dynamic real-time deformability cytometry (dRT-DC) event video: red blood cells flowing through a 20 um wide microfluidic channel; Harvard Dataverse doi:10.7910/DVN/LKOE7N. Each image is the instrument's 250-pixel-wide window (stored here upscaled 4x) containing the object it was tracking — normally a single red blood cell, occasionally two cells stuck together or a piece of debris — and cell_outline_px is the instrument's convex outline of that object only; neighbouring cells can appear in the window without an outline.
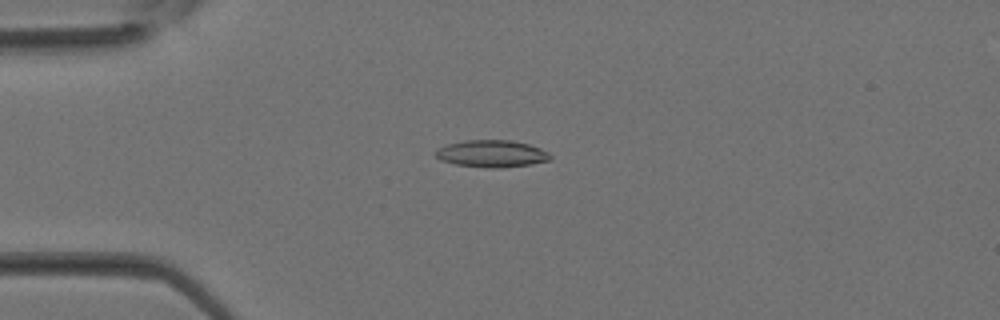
{"species": "Egyptian fruit bat (a non-hibernating species)", "species_latin": "Rousettus aegyptiacus", "temperature_condition": "room temperature", "stored_images_in_passage": 35, "camera_frame_rate_fps": 3000, "um_per_image_px": 0.085, "animal": {"sex": "female"}, "frame": {"image": 1, "passage_image": 8, "time_ms": 2.333, "image_size_px": [1000, 320], "cell_outline_px": [[552, 160], [532, 164], [500, 168], [488, 168], [456, 164], [440, 160], [436, 156], [436, 152], [440, 148], [448, 144], [464, 140], [512, 140], [528, 144], [540, 148], [548, 152], [552, 156]], "centroid_in_image_um": [41.85, 13.06], "position_along_channel_um": 43.2, "area_um2": 18.09}}
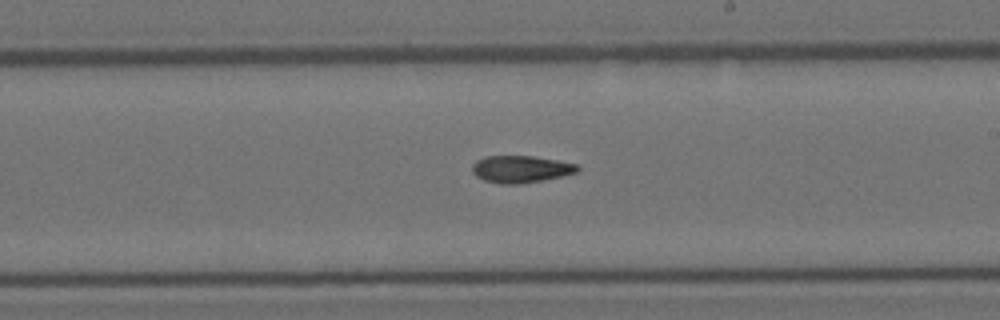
{"frame": {"image": 2, "passage_image": 20, "time_ms": 6.333, "image_size_px": [1000, 320], "cell_outline_px": [[580, 168], [576, 172], [560, 176], [520, 184], [500, 184], [484, 180], [476, 176], [472, 172], [472, 164], [476, 160], [484, 156], [532, 156], [556, 160], [576, 164]], "centroid_in_image_um": [44.2, 14.37], "position_along_channel_um": 244.8, "area_um2": 16.47}}
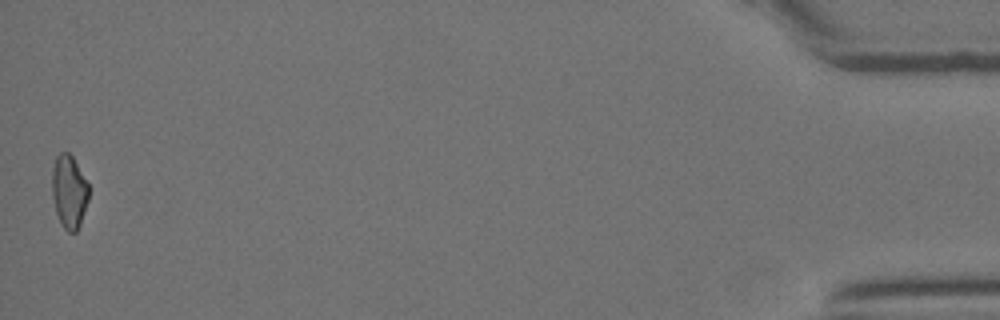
{"frame": {"image": 3, "passage_image": 35, "time_ms": 11.333, "image_size_px": [1000, 320], "cell_outline_px": [[88, 200], [80, 224], [76, 232], [68, 232], [64, 228], [56, 212], [52, 196], [52, 168], [56, 156], [60, 152], [68, 152], [72, 156], [88, 184]], "centroid_in_image_um": [5.86, 16.27], "position_along_channel_um": 429.3, "area_um2": 15.49}}